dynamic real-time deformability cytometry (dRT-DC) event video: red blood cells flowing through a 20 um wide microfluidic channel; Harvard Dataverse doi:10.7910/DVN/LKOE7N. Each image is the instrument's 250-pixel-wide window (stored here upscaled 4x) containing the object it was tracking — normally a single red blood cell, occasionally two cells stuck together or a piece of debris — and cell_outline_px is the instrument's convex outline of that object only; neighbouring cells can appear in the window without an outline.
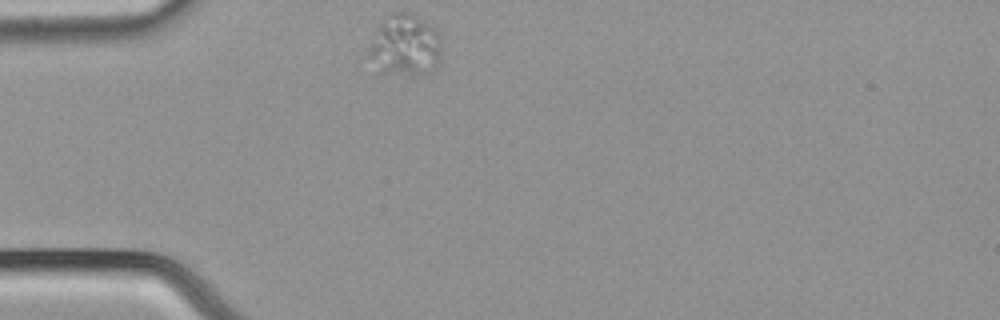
{"species": "common noctule bat (a hibernating species)", "species_latin": "Nyctalus noctula", "temperature_condition": "cold", "stored_images_in_passage": 41, "camera_frame_rate_fps": 3000, "um_per_image_px": 0.085, "animal": {"sex": "male", "body_mass_g": 21.5, "forearm_length_mm": 52.0}, "frame": {"image": 1, "passage_image": 1, "time_ms": 0.0, "image_size_px": [1000, 320], "cell_outline_px": [[440, 60], [428, 72], [380, 72], [368, 56], [368, 48], [376, 32], [392, 12], [408, 12], [432, 24], [440, 32]], "centroid_in_image_um": [34.45, 3.8], "position_along_channel_um": 50.5, "area_um2": 25.26}}
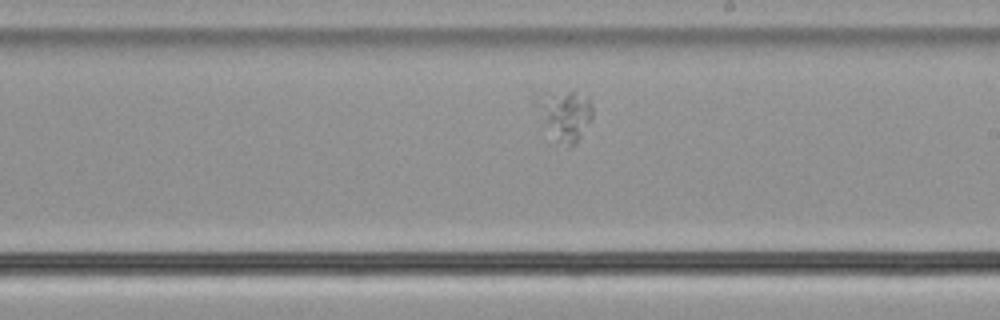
{"frame": {"image": 2, "passage_image": 18, "time_ms": 5.667, "image_size_px": [1000, 320], "cell_outline_px": [[592, 120], [576, 144], [572, 148], [568, 148], [556, 140], [544, 124], [528, 100], [532, 92], [572, 92], [588, 100], [592, 104]], "centroid_in_image_um": [47.87, 9.76], "position_along_channel_um": 241.1, "area_um2": 17.22}}
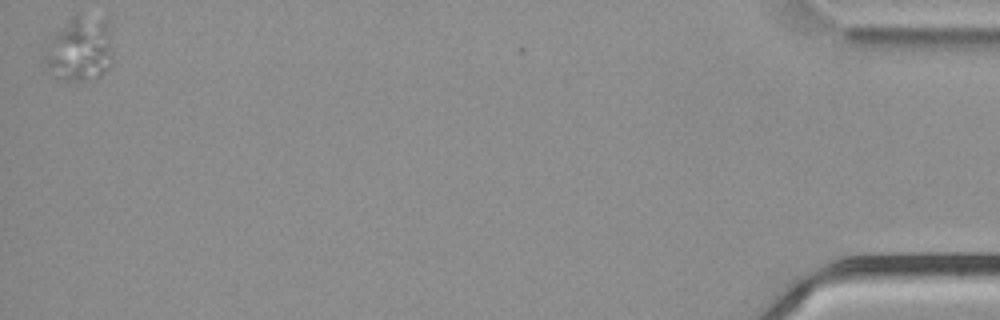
{"frame": {"image": 3, "passage_image": 41, "time_ms": 13.333, "image_size_px": [1000, 320], "cell_outline_px": [[112, 56], [108, 68], [100, 76], [80, 80], [56, 80], [52, 76], [40, 60], [40, 52], [52, 36], [76, 16], [104, 20], [108, 32]], "centroid_in_image_um": [6.65, 4.28], "position_along_channel_um": 428.6, "area_um2": 25.26}}